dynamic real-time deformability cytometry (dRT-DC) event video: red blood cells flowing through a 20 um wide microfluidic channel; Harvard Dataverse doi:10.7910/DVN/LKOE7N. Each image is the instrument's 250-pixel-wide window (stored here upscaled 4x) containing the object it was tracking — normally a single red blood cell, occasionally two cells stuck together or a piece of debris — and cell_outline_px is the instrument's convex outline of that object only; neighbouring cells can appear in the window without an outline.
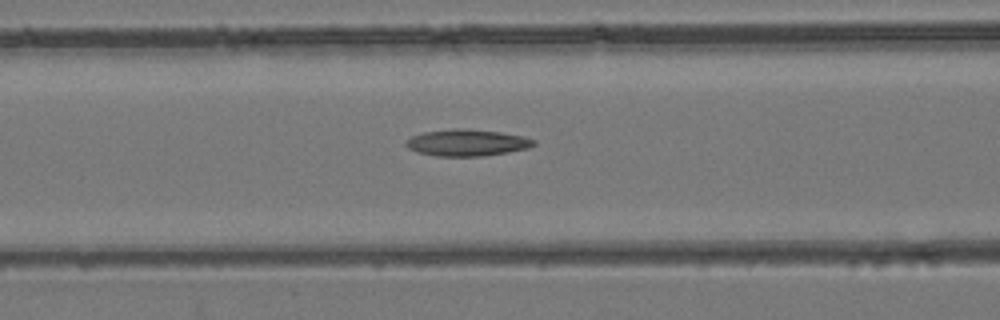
{"species": "common noctule bat (a hibernating species)", "species_latin": "Nyctalus noctula", "temperature_condition": "room temperature", "stored_images_in_passage": 46, "camera_frame_rate_fps": 3000, "um_per_image_px": 0.085, "animal": {"sex": "female", "body_mass_g": 24.6, "forearm_length_mm": 56.2}, "frame": {"image": 1, "passage_image": 19, "time_ms": 6.0, "image_size_px": [1000, 320], "cell_outline_px": [[536, 144], [528, 148], [508, 152], [484, 156], [436, 156], [416, 152], [408, 148], [404, 144], [404, 140], [412, 136], [424, 132], [452, 128], [464, 128], [500, 132], [524, 136], [536, 140]], "centroid_in_image_um": [39.67, 12.12], "position_along_channel_um": 126.9, "area_um2": 20.06}}
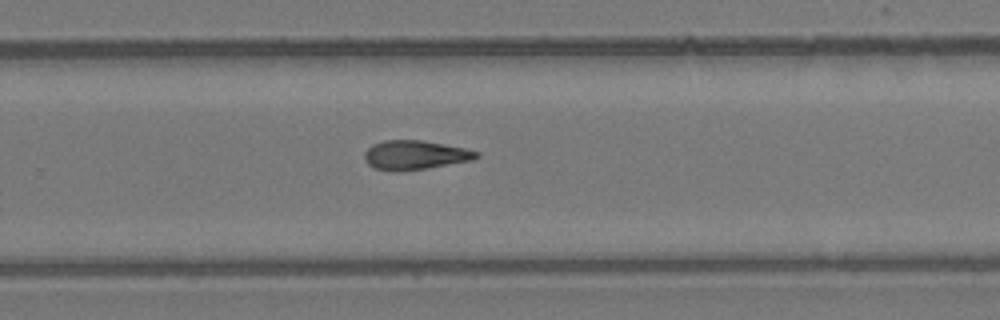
{"frame": {"image": 2, "passage_image": 30, "time_ms": 9.667, "image_size_px": [1000, 320], "cell_outline_px": [[480, 156], [472, 160], [424, 168], [376, 168], [368, 164], [364, 160], [364, 152], [372, 144], [384, 140], [420, 140], [444, 144], [464, 148], [480, 152]], "centroid_in_image_um": [35.3, 13.12], "position_along_channel_um": 294.5, "area_um2": 18.21}}
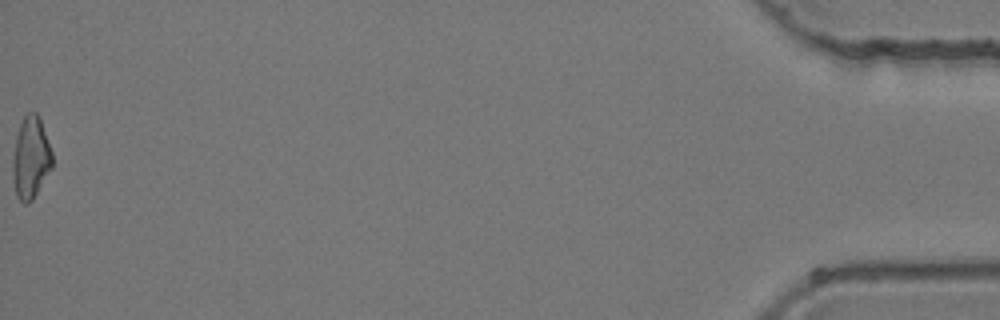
{"frame": {"image": 3, "passage_image": 46, "time_ms": 15.0, "image_size_px": [1000, 320], "cell_outline_px": [[52, 168], [32, 200], [28, 204], [24, 204], [16, 196], [12, 176], [12, 156], [16, 136], [20, 124], [24, 116], [28, 112], [36, 112], [40, 116], [52, 152]], "centroid_in_image_um": [2.6, 13.41], "position_along_channel_um": 432.6, "area_um2": 19.13}}